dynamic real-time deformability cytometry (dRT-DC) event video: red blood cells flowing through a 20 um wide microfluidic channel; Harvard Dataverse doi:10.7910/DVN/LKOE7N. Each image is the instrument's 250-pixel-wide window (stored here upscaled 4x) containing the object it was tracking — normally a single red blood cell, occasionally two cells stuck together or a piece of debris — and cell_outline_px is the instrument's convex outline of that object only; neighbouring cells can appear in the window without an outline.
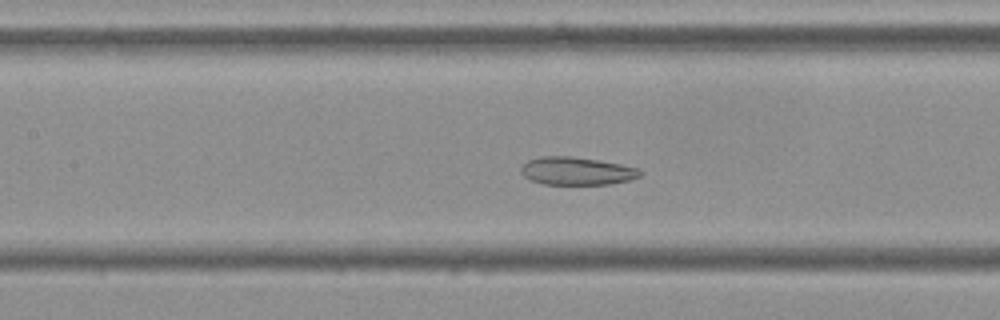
{"species": "Egyptian fruit bat (a non-hibernating species)", "species_latin": "Rousettus aegyptiacus", "temperature_condition": "cold", "stored_images_in_passage": 55, "camera_frame_rate_fps": 3000, "um_per_image_px": 0.085, "frame": {"image": 1, "passage_image": 24, "time_ms": 7.667, "image_size_px": [1000, 320], "cell_outline_px": [[644, 172], [640, 176], [628, 180], [608, 184], [544, 184], [528, 180], [520, 172], [520, 168], [528, 160], [540, 156], [572, 156], [620, 164], [640, 168]], "centroid_in_image_um": [49.0, 14.53], "position_along_channel_um": 158.4, "area_um2": 19.42}}
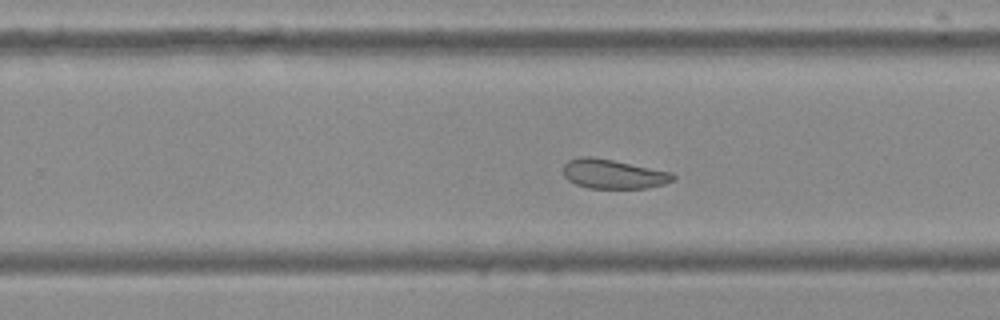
{"frame": {"image": 2, "passage_image": 34, "time_ms": 11.0, "image_size_px": [1000, 320], "cell_outline_px": [[676, 180], [664, 184], [648, 188], [588, 188], [576, 184], [568, 180], [564, 176], [564, 164], [568, 160], [580, 156], [592, 156], [672, 172], [676, 176]], "centroid_in_image_um": [52.14, 14.79], "position_along_channel_um": 277.7, "area_um2": 18.84}}
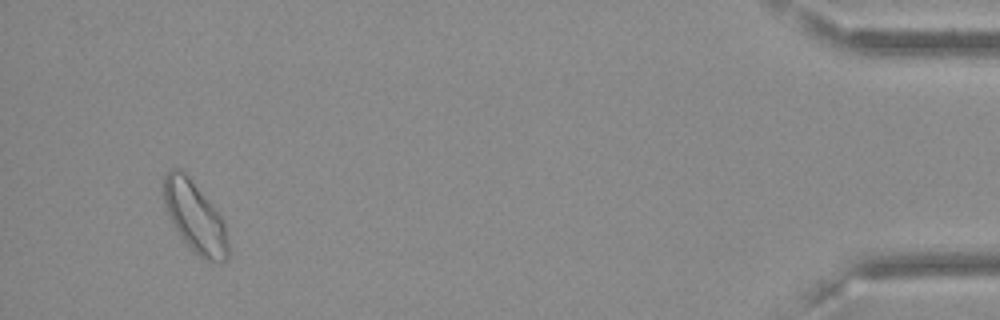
{"frame": {"image": 3, "passage_image": 52, "time_ms": 17.0, "image_size_px": [1000, 320], "cell_outline_px": [[228, 260], [204, 260], [180, 236], [164, 208], [160, 192], [164, 176], [172, 168], [180, 168], [188, 176], [220, 216], [224, 224], [228, 236]], "centroid_in_image_um": [16.5, 18.4], "position_along_channel_um": 418.7, "area_um2": 26.3}, "authors_computed_cell_mechanics": {"area_um2": 22.4842, "velocity_mm_per_s": 3.5909, "shape_relaxation_time_tau1_ms": null, "shape_relaxation_time_tau2_ms": 2.401, "deformation_change_tau1": null, "deformation_change_tau2": 0.0895}}